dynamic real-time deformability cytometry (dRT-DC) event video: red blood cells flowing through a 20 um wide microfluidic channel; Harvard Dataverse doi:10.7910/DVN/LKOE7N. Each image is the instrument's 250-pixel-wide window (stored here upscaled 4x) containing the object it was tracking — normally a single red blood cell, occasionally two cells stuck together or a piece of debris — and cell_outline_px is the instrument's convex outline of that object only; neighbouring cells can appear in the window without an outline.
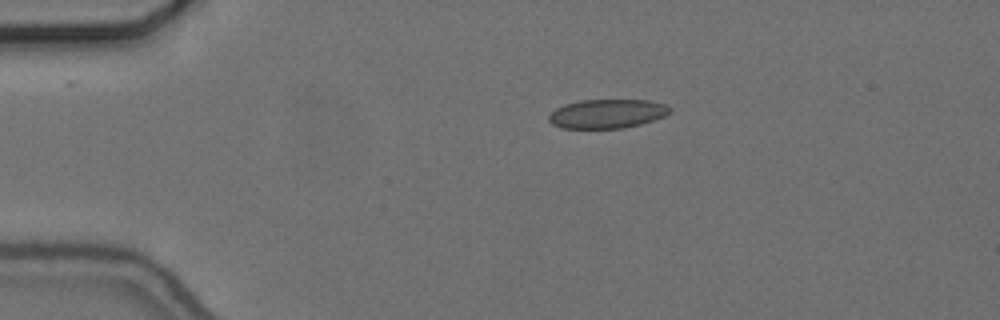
{"species": "common noctule bat (a hibernating species)", "species_latin": "Nyctalus noctula", "temperature_condition": "cold", "stored_images_in_passage": 46, "camera_frame_rate_fps": 3000, "um_per_image_px": 0.085, "animal": {"sex": "female", "body_mass_g": 24.6, "forearm_length_mm": 56.2}, "frame": {"image": 1, "passage_image": 1, "time_ms": 0.0, "image_size_px": [1000, 320], "cell_outline_px": [[672, 108], [664, 116], [640, 124], [624, 128], [560, 128], [552, 124], [548, 120], [548, 116], [556, 108], [564, 104], [580, 100], [648, 100], [664, 104]], "centroid_in_image_um": [51.57, 9.66], "position_along_channel_um": 33.4, "area_um2": 20.4}}
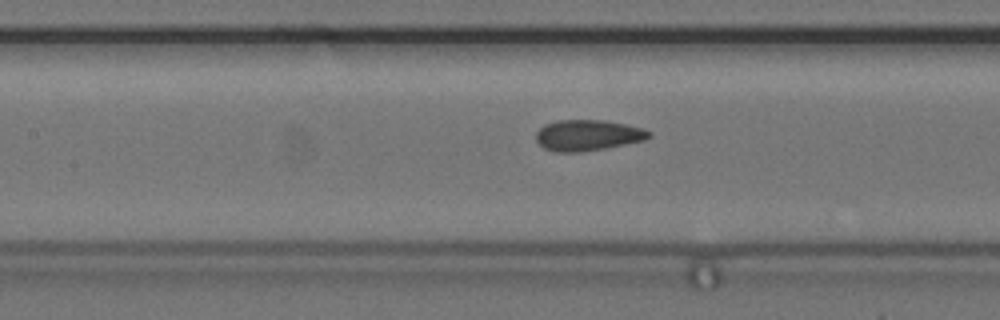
{"frame": {"image": 2, "passage_image": 15, "time_ms": 4.667, "image_size_px": [1000, 320], "cell_outline_px": [[652, 136], [644, 140], [604, 148], [580, 152], [556, 152], [544, 148], [536, 140], [536, 132], [544, 124], [556, 120], [604, 120], [644, 128], [652, 132]], "centroid_in_image_um": [49.95, 11.49], "position_along_channel_um": 157.4, "area_um2": 20.35}}
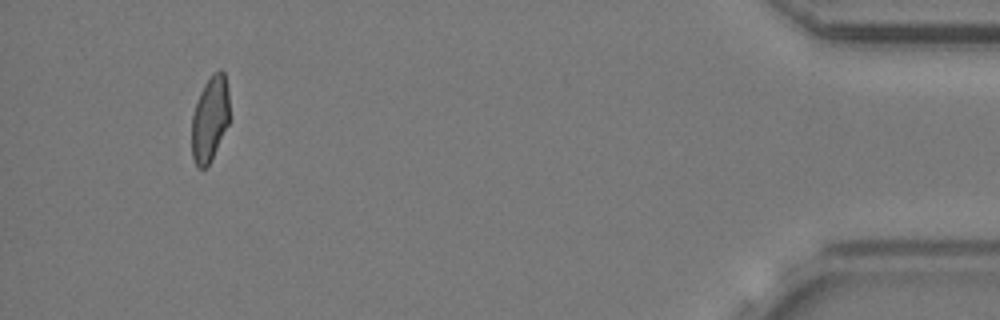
{"frame": {"image": 3, "passage_image": 42, "time_ms": 13.667, "image_size_px": [1000, 320], "cell_outline_px": [[228, 124], [208, 164], [204, 168], [196, 168], [192, 156], [192, 116], [200, 92], [204, 84], [212, 72], [220, 68], [224, 72], [228, 88]], "centroid_in_image_um": [17.83, 10.05], "position_along_channel_um": 417.4, "area_um2": 18.55}}